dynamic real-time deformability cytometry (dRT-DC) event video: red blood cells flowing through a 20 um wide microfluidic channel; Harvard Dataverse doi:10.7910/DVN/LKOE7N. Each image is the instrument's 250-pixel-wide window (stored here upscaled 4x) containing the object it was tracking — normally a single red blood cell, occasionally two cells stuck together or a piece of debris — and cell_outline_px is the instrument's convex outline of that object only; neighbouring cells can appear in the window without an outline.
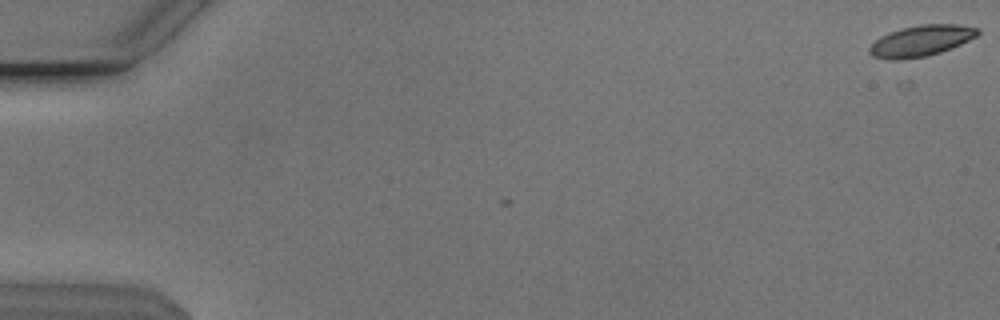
{"species": "Egyptian fruit bat (a non-hibernating species)", "species_latin": "Rousettus aegyptiacus", "temperature_condition": "cold", "stored_images_in_passage": 2, "camera_frame_rate_fps": 3000, "um_per_image_px": 0.085, "animal": {"sex": "male"}, "frame": {"image": 1, "passage_image": 2, "time_ms": 0.333, "image_size_px": [1000, 320], "cell_outline_px": [[980, 32], [976, 36], [952, 48], [928, 56], [900, 60], [892, 60], [872, 56], [868, 52], [868, 48], [880, 36], [904, 28], [924, 24], [956, 24], [980, 28]], "centroid_in_image_um": [78.29, 3.48], "position_along_channel_um": 6.7, "area_um2": 19.42}}